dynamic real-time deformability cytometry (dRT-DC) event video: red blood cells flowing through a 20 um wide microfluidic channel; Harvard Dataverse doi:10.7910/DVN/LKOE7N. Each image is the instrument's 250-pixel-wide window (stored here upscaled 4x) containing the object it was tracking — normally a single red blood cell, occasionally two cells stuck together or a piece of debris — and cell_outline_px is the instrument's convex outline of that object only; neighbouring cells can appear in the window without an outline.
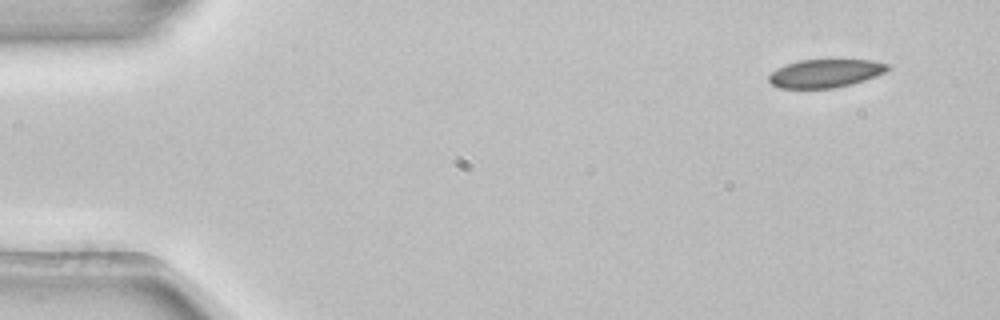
{"species": "common noctule bat (a hibernating species)", "species_latin": "Nyctalus noctula", "temperature_condition": "room temperature", "stored_images_in_passage": 4, "camera_frame_rate_fps": 3000, "um_per_image_px": 0.085, "animal": {"sex": "female", "body_mass_g": 22.7, "forearm_length_mm": 54.2}, "frame": {"image": 1, "passage_image": 1, "time_ms": 0.0, "image_size_px": [1000, 320], "cell_outline_px": [[892, 68], [876, 76], [852, 84], [832, 88], [780, 88], [772, 84], [768, 80], [768, 76], [776, 68], [800, 60], [872, 60], [888, 64]], "centroid_in_image_um": [70.16, 6.23], "position_along_channel_um": 14.8, "area_um2": 19.48}}
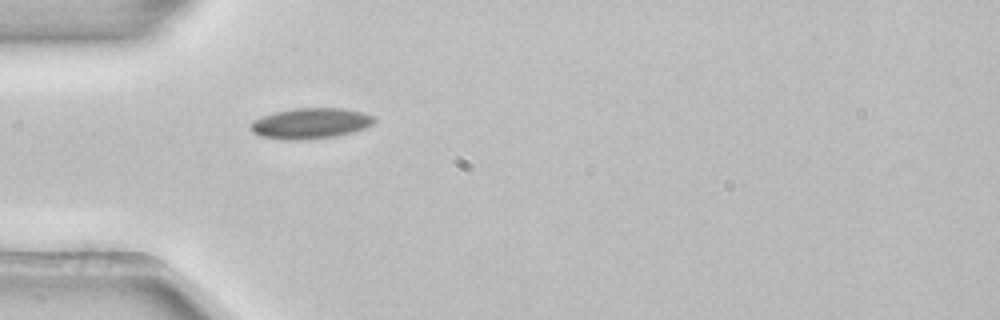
{"frame": {"image": 2, "passage_image": 4, "time_ms": 1.0, "image_size_px": [1000, 320], "cell_outline_px": [[376, 120], [372, 124], [364, 128], [352, 132], [336, 136], [304, 140], [284, 140], [260, 136], [252, 132], [248, 124], [252, 120], [276, 112], [292, 108], [344, 108], [364, 112], [376, 116]], "centroid_in_image_um": [26.4, 10.48], "position_along_channel_um": 58.6, "area_um2": 22.37}}